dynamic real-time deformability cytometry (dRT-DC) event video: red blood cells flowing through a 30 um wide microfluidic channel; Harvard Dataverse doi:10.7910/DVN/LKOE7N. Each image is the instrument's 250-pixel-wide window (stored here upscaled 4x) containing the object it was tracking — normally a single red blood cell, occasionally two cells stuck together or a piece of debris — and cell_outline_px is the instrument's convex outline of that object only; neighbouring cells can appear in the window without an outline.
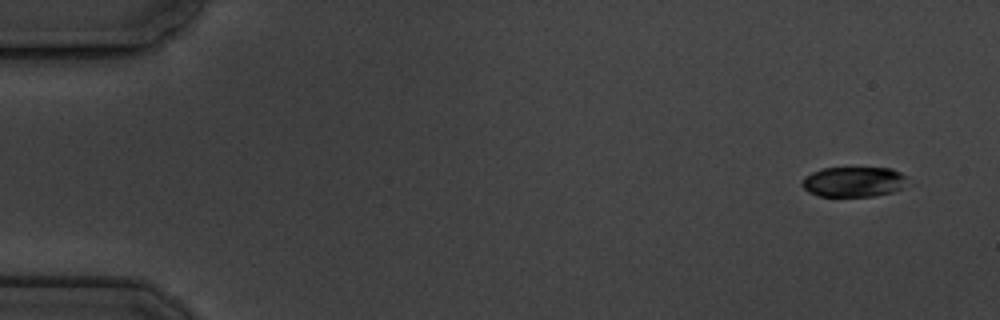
{"species": "common noctule bat (a hibernating species)", "species_latin": "Nyctalus noctula", "temperature_condition": "cold", "stored_images_in_passage": 5, "camera_frame_rate_fps": 3000, "um_per_image_px": 0.085, "animal": {"sex": "male", "body_mass_g": 19.5, "forearm_length_mm": 54.6}, "frame": {"image": 1, "passage_image": 1, "time_ms": 0.0, "image_size_px": [1000, 320], "cell_outline_px": [[908, 184], [892, 192], [872, 196], [820, 196], [808, 192], [800, 184], [804, 176], [820, 168], [892, 168], [908, 176]], "centroid_in_image_um": [72.56, 15.44], "position_along_channel_um": 12.4, "area_um2": 18.73}}
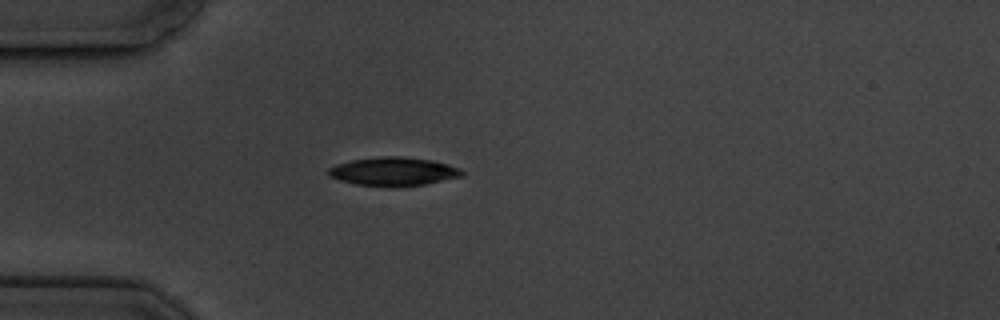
{"frame": {"image": 2, "passage_image": 5, "time_ms": 4.333, "image_size_px": [1000, 320], "cell_outline_px": [[464, 176], [424, 184], [356, 184], [340, 180], [328, 176], [328, 168], [336, 164], [352, 160], [380, 156], [400, 156], [432, 160], [448, 164], [460, 168], [464, 172]], "centroid_in_image_um": [33.46, 14.53], "position_along_channel_um": 51.5, "area_um2": 21.5}}